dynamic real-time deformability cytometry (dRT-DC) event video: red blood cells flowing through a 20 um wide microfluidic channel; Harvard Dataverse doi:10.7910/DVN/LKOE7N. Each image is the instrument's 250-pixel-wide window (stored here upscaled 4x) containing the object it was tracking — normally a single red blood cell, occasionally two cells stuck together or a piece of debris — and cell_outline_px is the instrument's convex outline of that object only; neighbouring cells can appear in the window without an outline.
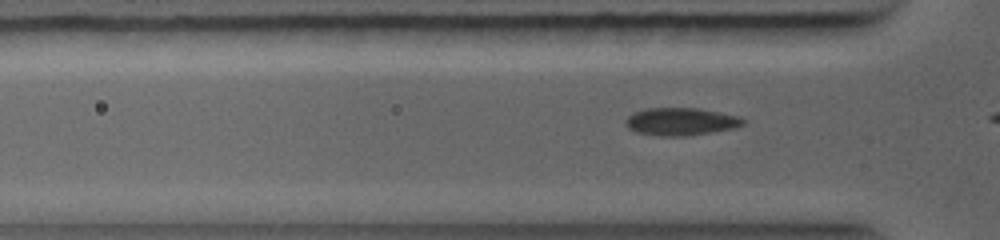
{"species": "common noctule bat (a hibernating species)", "species_latin": "Nyctalus noctula", "temperature_condition": "warm", "stored_images_in_passage": 16, "camera_frame_rate_fps": 5000, "um_per_image_px": 0.085, "animal": {"sex": "female", "body_mass_g": 19.0, "forearm_length_mm": 56.7}, "frame": {"image": 1, "passage_image": 5, "time_ms": 1.0, "image_size_px": [1000, 240], "cell_outline_px": [[744, 124], [736, 128], [684, 136], [660, 136], [636, 132], [628, 128], [624, 124], [624, 120], [628, 116], [644, 108], [700, 108], [740, 116], [744, 120]], "centroid_in_image_um": [57.86, 10.33], "position_along_channel_um": 67.9, "area_um2": 19.02}}
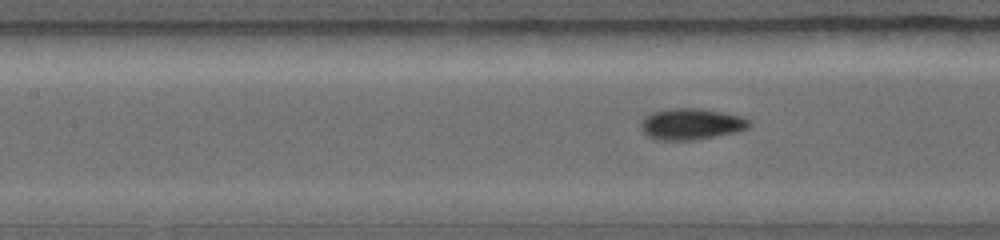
{"frame": {"image": 2, "passage_image": 11, "time_ms": 2.6, "image_size_px": [1000, 240], "cell_outline_px": [[752, 124], [748, 128], [740, 132], [692, 140], [656, 140], [648, 136], [640, 128], [640, 124], [644, 116], [652, 112], [668, 108], [704, 108], [744, 116], [752, 120]], "centroid_in_image_um": [58.8, 10.53], "position_along_channel_um": 148.6, "area_um2": 20.29}}
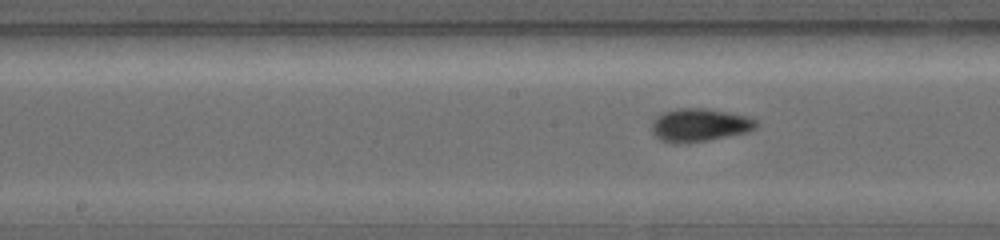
{"frame": {"image": 3, "passage_image": 14, "time_ms": 3.4, "image_size_px": [1000, 240], "cell_outline_px": [[760, 124], [756, 128], [748, 132], [688, 144], [676, 144], [660, 140], [652, 132], [652, 120], [656, 116], [664, 112], [676, 108], [704, 108], [752, 116]], "centroid_in_image_um": [59.48, 10.63], "position_along_channel_um": 188.7, "area_um2": 20.58}}